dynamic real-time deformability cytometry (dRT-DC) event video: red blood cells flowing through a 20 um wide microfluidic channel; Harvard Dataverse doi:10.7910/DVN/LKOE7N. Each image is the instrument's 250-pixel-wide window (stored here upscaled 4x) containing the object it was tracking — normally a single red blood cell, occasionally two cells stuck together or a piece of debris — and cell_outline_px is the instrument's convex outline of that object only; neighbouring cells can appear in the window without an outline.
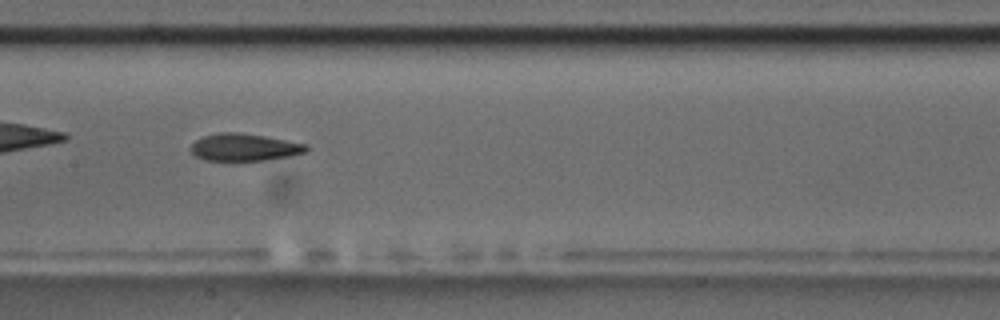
{"species": "common noctule bat (a hibernating species)", "species_latin": "Nyctalus noctula", "temperature_condition": "room temperature", "stored_images_in_passage": 40, "camera_frame_rate_fps": 3000, "um_per_image_px": 0.085, "animal": {"sex": "male", "body_mass_g": 17.5, "forearm_length_mm": 52.3}, "frame": {"image": 1, "passage_image": 12, "time_ms": 3.667, "image_size_px": [1000, 320], "cell_outline_px": [[308, 152], [288, 156], [264, 160], [204, 160], [196, 156], [188, 148], [196, 140], [204, 136], [220, 132], [236, 132], [264, 136], [308, 144]], "centroid_in_image_um": [20.77, 12.51], "position_along_channel_um": 186.6, "area_um2": 18.26}, "authors_computed_cell_mechanics": {"area_um2": 19.1029, "velocity_mm_per_s": 3.6363, "shape_relaxation_time_tau1_ms": 6.5464, "shape_relaxation_time_tau2_ms": 2.9989, "deformation_change_tau1": 0.1882, "deformation_change_tau2": 0.1187}}